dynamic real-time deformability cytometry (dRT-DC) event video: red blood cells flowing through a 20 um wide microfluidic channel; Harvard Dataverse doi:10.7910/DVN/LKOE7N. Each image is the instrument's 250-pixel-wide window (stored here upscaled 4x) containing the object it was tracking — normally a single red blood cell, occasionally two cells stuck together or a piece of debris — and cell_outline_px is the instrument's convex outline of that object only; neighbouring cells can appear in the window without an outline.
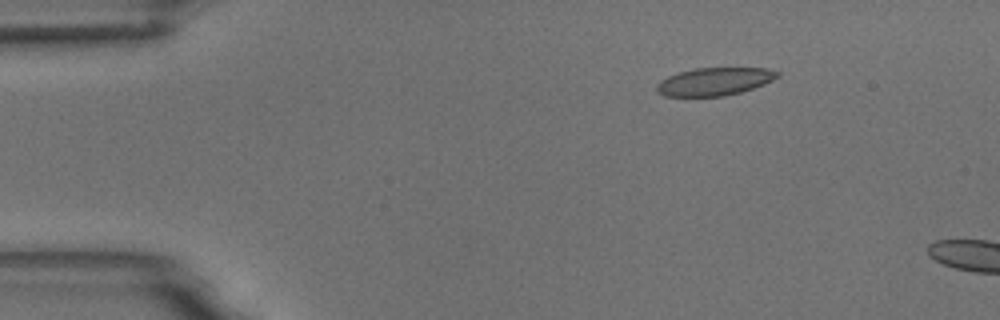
{"species": "common noctule bat (a hibernating species)", "species_latin": "Nyctalus noctula", "temperature_condition": "room temperature", "stored_images_in_passage": 4, "camera_frame_rate_fps": 3000, "um_per_image_px": 0.085, "animal": {"sex": "male", "body_mass_g": 18.8}, "frame": {"image": 1, "passage_image": 3, "time_ms": 2.0, "image_size_px": [1000, 320], "cell_outline_px": [[780, 76], [764, 84], [740, 92], [724, 96], [664, 96], [656, 92], [656, 84], [660, 80], [668, 76], [680, 72], [696, 68], [768, 68], [780, 72]], "centroid_in_image_um": [60.72, 6.93], "position_along_channel_um": 24.3, "area_um2": 19.59}}